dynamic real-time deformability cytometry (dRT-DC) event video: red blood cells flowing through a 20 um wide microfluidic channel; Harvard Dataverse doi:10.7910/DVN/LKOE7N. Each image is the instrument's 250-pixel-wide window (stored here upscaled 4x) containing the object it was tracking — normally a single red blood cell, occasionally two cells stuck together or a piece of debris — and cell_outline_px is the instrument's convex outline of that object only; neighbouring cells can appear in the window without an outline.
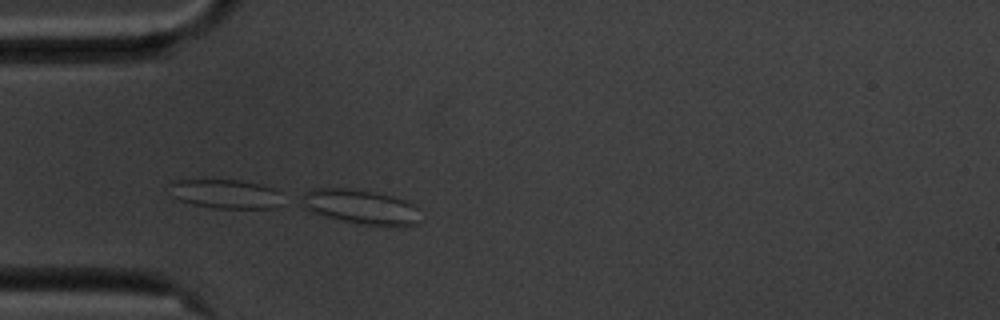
{"species": "common noctule bat (a hibernating species)", "species_latin": "Nyctalus noctula", "temperature_condition": "cold", "stored_images_in_passage": 25, "camera_frame_rate_fps": 3000, "um_per_image_px": 0.085, "animal": {"sex": "male", "body_mass_g": 20.1, "forearm_length_mm": 53.5}, "frame": {"image": 1, "passage_image": 12, "time_ms": 3.667, "image_size_px": [1000, 320], "cell_outline_px": [[424, 220], [416, 224], [364, 224], [344, 220], [312, 212], [304, 204], [304, 192], [316, 188], [352, 188], [376, 192], [392, 196], [404, 200], [420, 208]], "centroid_in_image_um": [30.76, 17.55], "position_along_channel_um": 54.2, "area_um2": 23.35}}
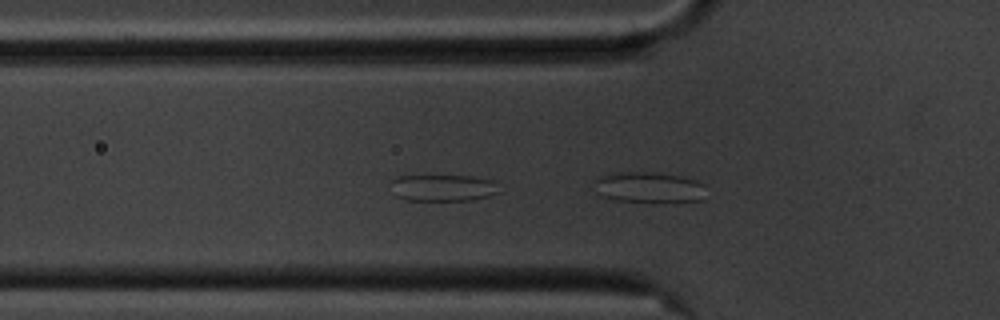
{"frame": {"image": 2, "passage_image": 14, "time_ms": 4.333, "image_size_px": [1000, 320], "cell_outline_px": [[500, 192], [488, 196], [472, 200], [404, 200], [396, 196], [392, 180], [396, 176], [472, 176], [492, 180]], "centroid_in_image_um": [37.66, 15.97], "position_along_channel_um": 88.1, "area_um2": 16.59}}